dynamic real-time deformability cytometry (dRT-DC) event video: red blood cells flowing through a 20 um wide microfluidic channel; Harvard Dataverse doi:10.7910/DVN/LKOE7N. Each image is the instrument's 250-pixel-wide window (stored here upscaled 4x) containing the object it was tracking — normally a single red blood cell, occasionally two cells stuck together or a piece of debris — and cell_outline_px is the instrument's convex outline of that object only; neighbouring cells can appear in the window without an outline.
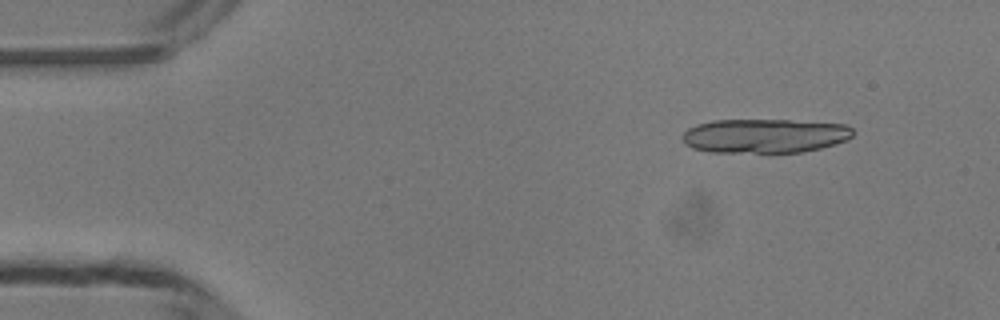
{"species": "common noctule bat (a hibernating species)", "species_latin": "Nyctalus noctula", "temperature_condition": "room temperature", "stored_images_in_passage": 12, "camera_frame_rate_fps": 3000, "um_per_image_px": 0.085, "animal": {"sex": "male", "body_mass_g": 13.3}, "frame": {"image": 1, "passage_image": 2, "time_ms": 0.333, "image_size_px": [1000, 320], "cell_outline_px": [[852, 136], [844, 140], [820, 148], [804, 152], [708, 152], [692, 148], [684, 144], [680, 136], [688, 128], [696, 124], [712, 120], [788, 120], [844, 124], [852, 128]], "centroid_in_image_um": [64.91, 11.54], "position_along_channel_um": 20.1, "area_um2": 33.99}}